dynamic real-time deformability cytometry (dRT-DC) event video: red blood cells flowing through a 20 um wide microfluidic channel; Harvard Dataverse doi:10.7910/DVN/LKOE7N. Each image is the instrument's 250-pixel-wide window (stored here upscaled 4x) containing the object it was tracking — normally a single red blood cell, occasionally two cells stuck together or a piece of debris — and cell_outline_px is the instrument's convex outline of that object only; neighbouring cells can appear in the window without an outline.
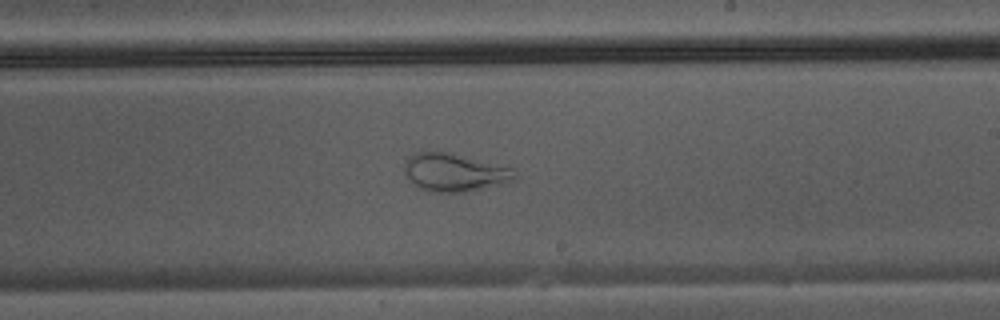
{"species": "Egyptian fruit bat (a non-hibernating species)", "species_latin": "Rousettus aegyptiacus", "temperature_condition": "warm", "stored_images_in_passage": 46, "camera_frame_rate_fps": 3000, "um_per_image_px": 0.085, "animal": {"sex": "male"}, "frame": {"image": 1, "passage_image": 27, "time_ms": 8.667, "image_size_px": [1000, 320], "cell_outline_px": [[516, 176], [512, 180], [504, 184], [460, 192], [432, 192], [420, 188], [404, 176], [404, 164], [408, 156], [416, 152], [444, 152], [512, 168]], "centroid_in_image_um": [38.56, 14.67], "position_along_channel_um": 250.4, "area_um2": 23.93}}